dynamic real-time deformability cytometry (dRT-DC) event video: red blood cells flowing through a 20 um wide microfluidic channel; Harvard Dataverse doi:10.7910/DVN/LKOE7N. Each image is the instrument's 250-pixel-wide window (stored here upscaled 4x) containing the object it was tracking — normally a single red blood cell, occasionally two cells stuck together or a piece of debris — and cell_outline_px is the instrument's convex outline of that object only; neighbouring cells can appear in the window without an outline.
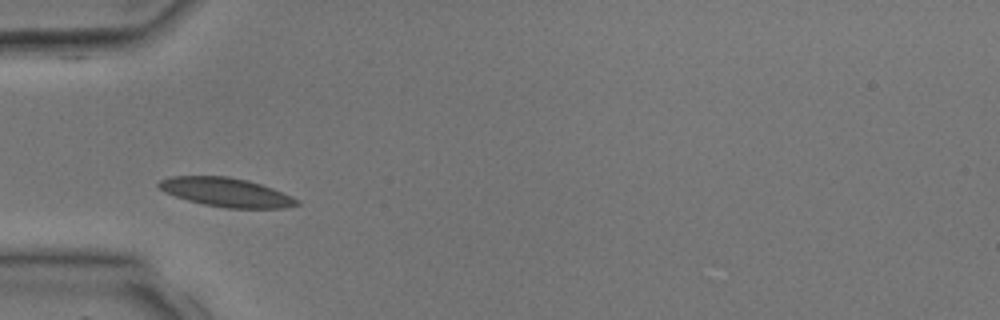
{"species": "common noctule bat (a hibernating species)", "species_latin": "Nyctalus noctula", "temperature_condition": "room temperature", "stored_images_in_passage": 1, "camera_frame_rate_fps": 3000, "um_per_image_px": 0.085, "animal": {"sex": "male", "body_mass_g": 17.9, "forearm_length_mm": 54.2}, "frame": {"image": 1, "passage_image": 1, "time_ms": 0.0, "image_size_px": [1000, 320], "cell_outline_px": [[300, 204], [284, 208], [228, 208], [204, 204], [188, 200], [164, 192], [156, 184], [160, 180], [172, 176], [228, 176], [248, 180], [272, 188], [292, 196], [300, 200]], "centroid_in_image_um": [19.24, 16.34], "position_along_channel_um": 65.8, "area_um2": 23.18}}